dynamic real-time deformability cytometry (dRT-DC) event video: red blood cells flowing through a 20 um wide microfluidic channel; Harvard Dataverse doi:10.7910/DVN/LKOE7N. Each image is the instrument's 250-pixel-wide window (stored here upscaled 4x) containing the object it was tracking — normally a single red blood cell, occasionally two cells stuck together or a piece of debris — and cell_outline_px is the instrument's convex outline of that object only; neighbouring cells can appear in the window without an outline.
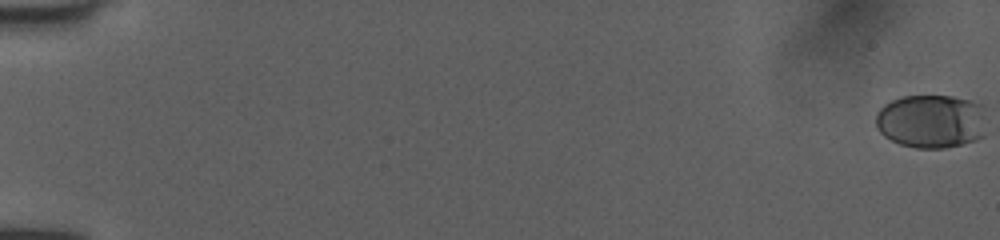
{"species": "human", "species_latin": "Homo sapiens", "temperature_condition": "room temperature", "stored_images_in_passage": 53, "camera_frame_rate_fps": 3000, "um_per_image_px": 0.085, "donor": {"sex": "female"}, "frame": {"image": 1, "passage_image": 1, "time_ms": 0.0, "image_size_px": [1000, 240], "cell_outline_px": [[984, 136], [976, 140], [944, 148], [916, 148], [900, 144], [884, 136], [876, 128], [876, 112], [884, 104], [900, 96], [952, 96], [972, 100], [984, 104]], "centroid_in_image_um": [79.16, 10.29], "position_along_channel_um": 5.8, "area_um2": 35.03}}
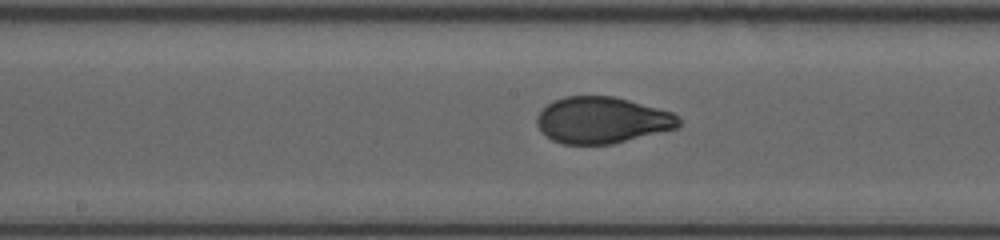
{"frame": {"image": 2, "passage_image": 30, "time_ms": 9.667, "image_size_px": [1000, 240], "cell_outline_px": [[680, 124], [676, 128], [612, 144], [564, 144], [552, 140], [544, 136], [540, 132], [536, 124], [536, 116], [552, 100], [564, 96], [612, 96], [628, 100], [672, 112], [680, 116]], "centroid_in_image_um": [51.13, 10.21], "position_along_channel_um": 197.1, "area_um2": 38.44}}
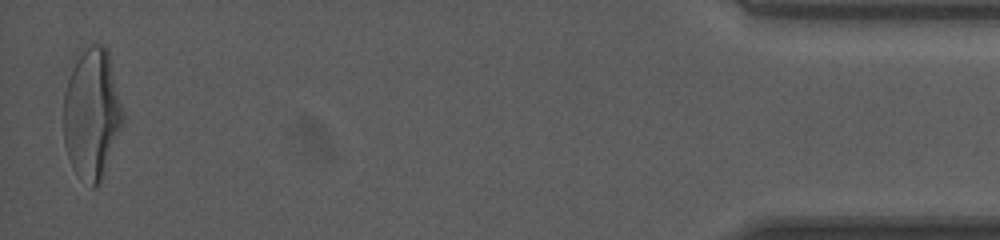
{"frame": {"image": 3, "passage_image": 53, "time_ms": 17.333, "image_size_px": [1000, 240], "cell_outline_px": [[124, 120], [100, 180], [92, 188], [80, 180], [72, 168], [64, 144], [64, 92], [76, 52], [92, 44], [104, 44], [108, 48], [124, 112]], "centroid_in_image_um": [7.79, 9.6], "position_along_channel_um": 427.4, "area_um2": 45.49}, "authors_computed_cell_mechanics": {"area_um2": 38.6682, "velocity_mm_per_s": 4.0418, "shape_relaxation_time_tau1_ms": 3.5286, "shape_relaxation_time_tau2_ms": null, "deformation_change_tau1": 0.1712, "deformation_change_tau2": null}}